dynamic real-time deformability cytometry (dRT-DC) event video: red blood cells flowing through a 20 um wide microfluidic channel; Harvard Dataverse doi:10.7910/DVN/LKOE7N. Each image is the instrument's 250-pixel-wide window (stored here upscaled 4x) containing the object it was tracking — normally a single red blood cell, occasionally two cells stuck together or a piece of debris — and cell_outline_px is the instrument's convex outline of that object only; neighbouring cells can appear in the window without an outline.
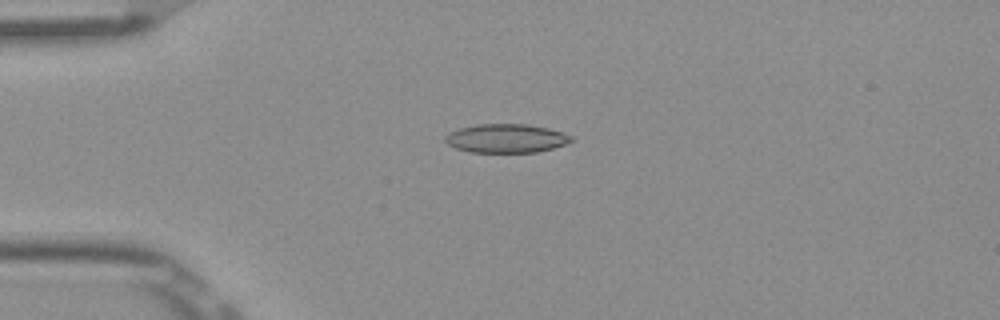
{"species": "Egyptian fruit bat (a non-hibernating species)", "species_latin": "Rousettus aegyptiacus", "temperature_condition": "room temperature", "stored_images_in_passage": 52, "camera_frame_rate_fps": 3000, "um_per_image_px": 0.085, "frame": {"image": 1, "passage_image": 13, "time_ms": 4.0, "image_size_px": [1000, 320], "cell_outline_px": [[572, 140], [564, 144], [552, 148], [536, 152], [468, 152], [456, 148], [448, 144], [444, 140], [444, 136], [448, 132], [460, 128], [476, 124], [528, 124], [548, 128], [572, 136]], "centroid_in_image_um": [42.97, 11.75], "position_along_channel_um": 42.0, "area_um2": 21.04}}
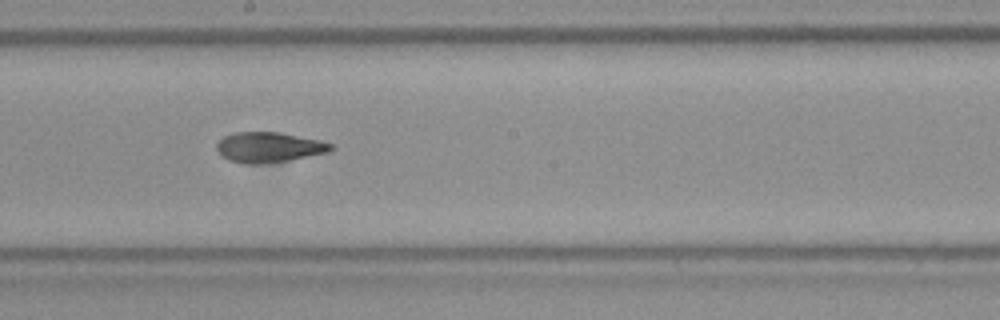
{"frame": {"image": 2, "passage_image": 29, "time_ms": 9.333, "image_size_px": [1000, 320], "cell_outline_px": [[332, 148], [328, 152], [288, 160], [264, 164], [244, 164], [228, 160], [216, 148], [216, 144], [224, 136], [232, 132], [280, 132], [320, 140], [332, 144]], "centroid_in_image_um": [22.83, 12.51], "position_along_channel_um": 225.4, "area_um2": 20.06}}
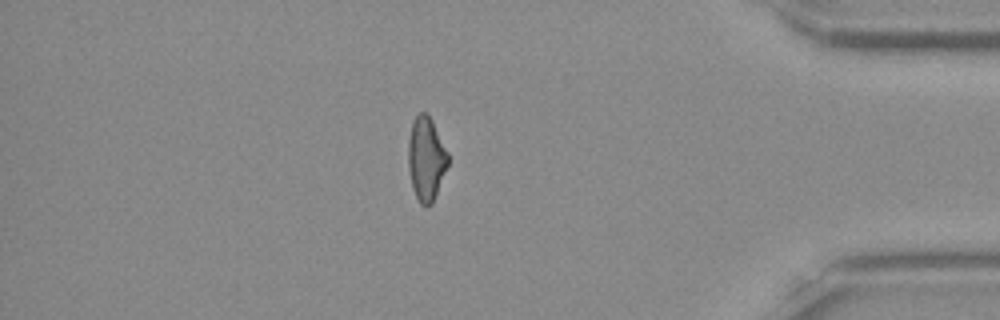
{"frame": {"image": 3, "passage_image": 45, "time_ms": 14.667, "image_size_px": [1000, 320], "cell_outline_px": [[448, 164], [432, 204], [428, 208], [424, 208], [420, 204], [412, 188], [408, 168], [408, 140], [412, 124], [416, 116], [420, 112], [428, 112], [448, 152]], "centroid_in_image_um": [36.21, 13.51], "position_along_channel_um": 399.0, "area_um2": 19.54}, "authors_computed_cell_mechanics": {"area_um2": 20.0566, "velocity_mm_per_s": 3.9053, "shape_relaxation_time_tau1_ms": null, "shape_relaxation_time_tau2_ms": 2.877, "deformation_change_tau1": null, "deformation_change_tau2": 0.1037}}